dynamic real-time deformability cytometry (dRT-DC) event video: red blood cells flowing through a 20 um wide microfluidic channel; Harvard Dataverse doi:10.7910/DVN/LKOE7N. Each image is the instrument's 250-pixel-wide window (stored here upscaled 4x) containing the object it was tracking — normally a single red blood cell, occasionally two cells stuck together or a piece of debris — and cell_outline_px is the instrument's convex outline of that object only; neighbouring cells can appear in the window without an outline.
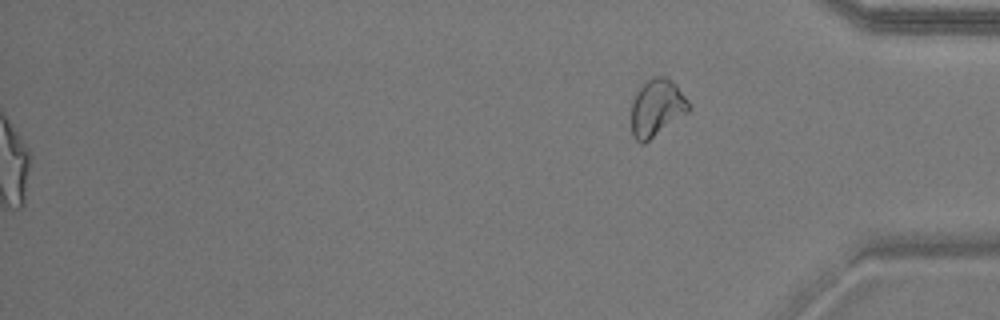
{"species": "common noctule bat (a hibernating species)", "species_latin": "Nyctalus noctula", "temperature_condition": "warm", "stored_images_in_passage": 36, "segment_of_instrument_passage": [2, 2], "camera_frame_rate_fps": 3000, "um_per_image_px": 0.085, "animal": {"sex": "male", "body_mass_g": 17.9}, "frame": {"image": 1, "passage_image": 36, "time_ms": 11.667, "image_size_px": [1000, 320], "cell_outline_px": [[692, 108], [688, 112], [644, 144], [640, 144], [632, 136], [632, 100], [636, 88], [652, 76], [668, 76], [676, 84], [688, 100]], "centroid_in_image_um": [55.82, 9.13], "position_along_channel_um": 379.4, "area_um2": 19.54}}